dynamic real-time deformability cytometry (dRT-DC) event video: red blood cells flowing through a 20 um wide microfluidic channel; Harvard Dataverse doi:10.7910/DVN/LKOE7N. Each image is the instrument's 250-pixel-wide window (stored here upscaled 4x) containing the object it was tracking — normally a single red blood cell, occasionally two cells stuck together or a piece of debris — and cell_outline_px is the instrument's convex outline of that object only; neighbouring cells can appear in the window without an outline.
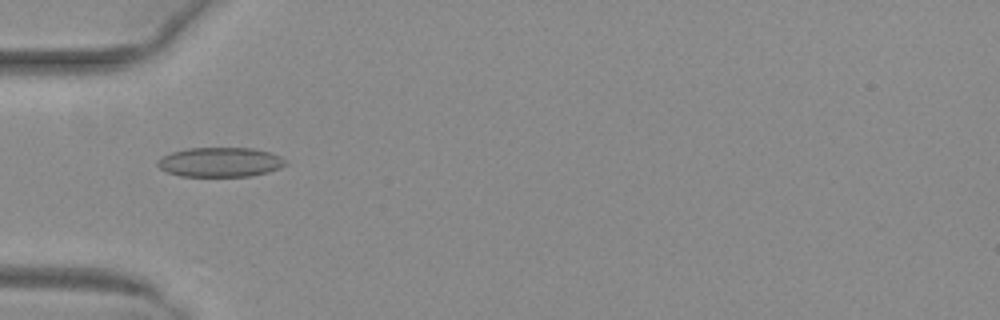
{"species": "common noctule bat (a hibernating species)", "species_latin": "Nyctalus noctula", "temperature_condition": "warm", "stored_images_in_passage": 52, "camera_frame_rate_fps": 3000, "um_per_image_px": 0.085, "animal": {"sex": "female", "body_mass_g": 29.2, "forearm_length_mm": 56.3}, "frame": {"image": 1, "passage_image": 18, "time_ms": 5.667, "image_size_px": [1000, 320], "cell_outline_px": [[288, 164], [280, 168], [268, 172], [252, 176], [180, 176], [168, 172], [160, 168], [156, 164], [164, 156], [172, 152], [188, 148], [252, 148], [268, 152], [280, 156]], "centroid_in_image_um": [18.74, 13.78], "position_along_channel_um": 66.3, "area_um2": 21.85}}
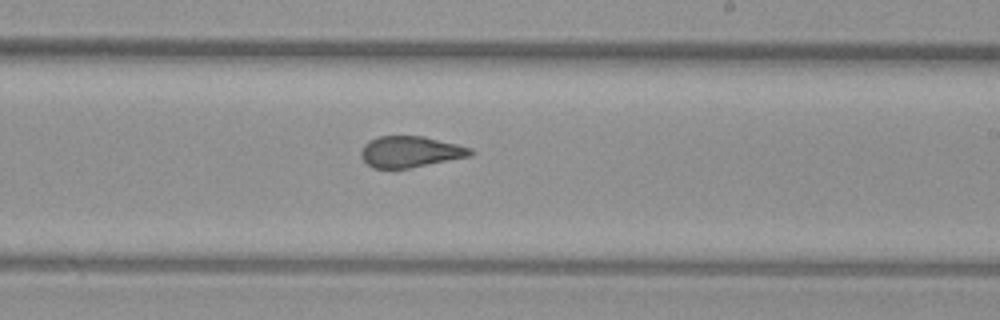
{"frame": {"image": 2, "passage_image": 32, "time_ms": 10.333, "image_size_px": [1000, 320], "cell_outline_px": [[476, 152], [472, 156], [408, 168], [372, 168], [360, 156], [360, 152], [364, 144], [368, 140], [380, 136], [424, 136], [472, 148]], "centroid_in_image_um": [34.89, 12.89], "position_along_channel_um": 254.1, "area_um2": 19.94}}
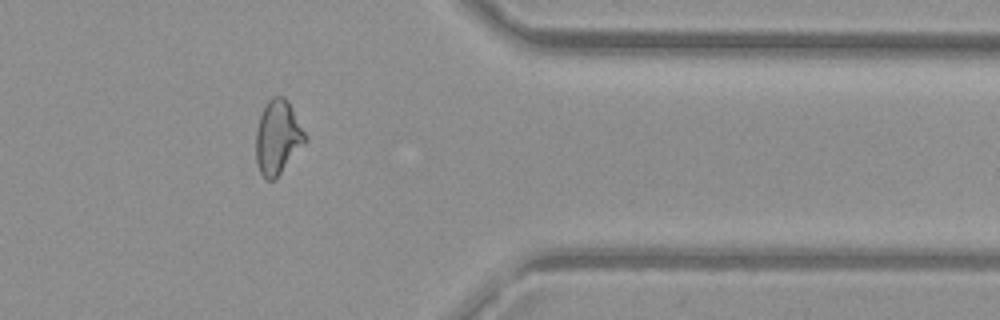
{"frame": {"image": 3, "passage_image": 43, "time_ms": 14.0, "image_size_px": [1000, 320], "cell_outline_px": [[308, 140], [276, 180], [264, 180], [256, 164], [256, 132], [260, 116], [268, 100], [272, 96], [284, 96], [288, 100], [308, 136]], "centroid_in_image_um": [23.63, 11.7], "position_along_channel_um": 387.8, "area_um2": 21.68}, "authors_computed_cell_mechanics": {"area_um2": 21.4438, "velocity_mm_per_s": 4.0572, "shape_relaxation_time_tau1_ms": null, "shape_relaxation_time_tau2_ms": 1.1859, "deformation_change_tau1": null, "deformation_change_tau2": 0.0761}}